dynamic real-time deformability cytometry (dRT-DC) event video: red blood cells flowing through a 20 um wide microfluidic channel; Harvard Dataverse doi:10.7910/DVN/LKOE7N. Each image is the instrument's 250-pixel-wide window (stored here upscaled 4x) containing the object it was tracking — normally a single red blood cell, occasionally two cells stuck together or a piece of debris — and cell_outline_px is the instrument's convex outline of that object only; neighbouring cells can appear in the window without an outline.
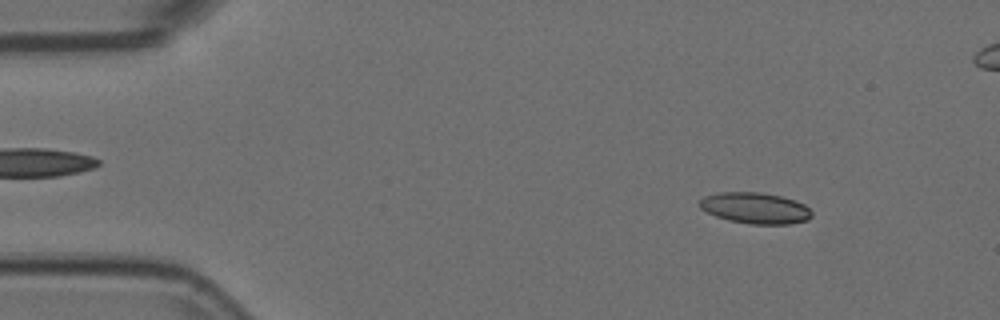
{"species": "Egyptian fruit bat (a non-hibernating species)", "species_latin": "Rousettus aegyptiacus", "temperature_condition": "room temperature", "stored_images_in_passage": 55, "segment_of_instrument_passage": [1, 2], "camera_frame_rate_fps": 3000, "um_per_image_px": 0.085, "animal": {"sex": "female"}, "frame": {"image": 1, "passage_image": 6, "time_ms": 1.667, "image_size_px": [1000, 320], "cell_outline_px": [[812, 216], [808, 220], [788, 224], [748, 224], [728, 220], [716, 216], [700, 208], [700, 200], [704, 196], [716, 192], [760, 192], [780, 196], [796, 200], [804, 204], [812, 212]], "centroid_in_image_um": [64.2, 17.68], "position_along_channel_um": 20.8, "area_um2": 20.4}}
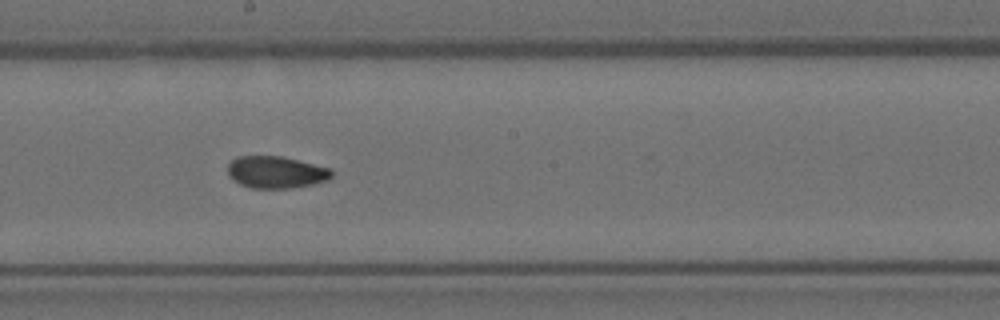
{"frame": {"image": 2, "passage_image": 29, "time_ms": 9.333, "image_size_px": [1000, 320], "cell_outline_px": [[332, 176], [328, 180], [312, 184], [292, 188], [252, 188], [240, 184], [228, 176], [228, 164], [236, 156], [280, 156], [332, 168]], "centroid_in_image_um": [23.46, 14.63], "position_along_channel_um": 224.7, "area_um2": 19.42}}
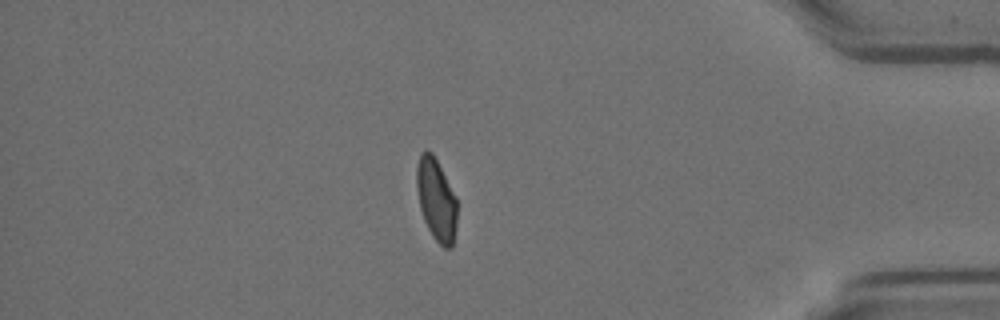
{"frame": {"image": 3, "passage_image": 46, "time_ms": 15.0, "image_size_px": [1000, 320], "cell_outline_px": [[456, 228], [452, 248], [444, 248], [432, 236], [424, 220], [420, 208], [416, 188], [416, 168], [420, 152], [428, 148], [432, 152], [456, 196]], "centroid_in_image_um": [37.07, 16.94], "position_along_channel_um": 398.1, "area_um2": 19.48}}